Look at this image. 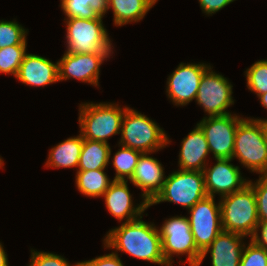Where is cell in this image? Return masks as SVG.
<instances>
[{"label":"cell","instance_id":"6da1fadb","mask_svg":"<svg viewBox=\"0 0 267 266\" xmlns=\"http://www.w3.org/2000/svg\"><path fill=\"white\" fill-rule=\"evenodd\" d=\"M139 217L133 221L122 222L121 226L109 230L103 244L105 249L122 251L144 261L161 266H169L162 254V243L158 227Z\"/></svg>","mask_w":267,"mask_h":266},{"label":"cell","instance_id":"7a4b0ae2","mask_svg":"<svg viewBox=\"0 0 267 266\" xmlns=\"http://www.w3.org/2000/svg\"><path fill=\"white\" fill-rule=\"evenodd\" d=\"M222 230L253 237L258 227L257 202L248 183L241 190L220 198Z\"/></svg>","mask_w":267,"mask_h":266},{"label":"cell","instance_id":"3957f363","mask_svg":"<svg viewBox=\"0 0 267 266\" xmlns=\"http://www.w3.org/2000/svg\"><path fill=\"white\" fill-rule=\"evenodd\" d=\"M79 106V132L83 139L109 144V137L121 133V122L127 106L121 108L109 102H86Z\"/></svg>","mask_w":267,"mask_h":266},{"label":"cell","instance_id":"277c9868","mask_svg":"<svg viewBox=\"0 0 267 266\" xmlns=\"http://www.w3.org/2000/svg\"><path fill=\"white\" fill-rule=\"evenodd\" d=\"M170 142L156 122L130 107L126 109L121 122L120 145L141 153H154Z\"/></svg>","mask_w":267,"mask_h":266},{"label":"cell","instance_id":"5b68a950","mask_svg":"<svg viewBox=\"0 0 267 266\" xmlns=\"http://www.w3.org/2000/svg\"><path fill=\"white\" fill-rule=\"evenodd\" d=\"M102 18L101 16L98 19L65 18L66 52L113 53L112 41Z\"/></svg>","mask_w":267,"mask_h":266},{"label":"cell","instance_id":"8992f818","mask_svg":"<svg viewBox=\"0 0 267 266\" xmlns=\"http://www.w3.org/2000/svg\"><path fill=\"white\" fill-rule=\"evenodd\" d=\"M235 158L250 172L260 175L267 172V145L256 119L247 117L238 123L232 159Z\"/></svg>","mask_w":267,"mask_h":266},{"label":"cell","instance_id":"52a82bcc","mask_svg":"<svg viewBox=\"0 0 267 266\" xmlns=\"http://www.w3.org/2000/svg\"><path fill=\"white\" fill-rule=\"evenodd\" d=\"M207 196L203 172L178 169L165 178L162 190L149 203V207L171 202L189 210Z\"/></svg>","mask_w":267,"mask_h":266},{"label":"cell","instance_id":"ba28073f","mask_svg":"<svg viewBox=\"0 0 267 266\" xmlns=\"http://www.w3.org/2000/svg\"><path fill=\"white\" fill-rule=\"evenodd\" d=\"M158 230L161 237L162 254L169 266H172L175 254L177 257L187 255L186 260L189 266H198L202 252L195 244L188 217L181 215L170 217Z\"/></svg>","mask_w":267,"mask_h":266},{"label":"cell","instance_id":"9c48e42d","mask_svg":"<svg viewBox=\"0 0 267 266\" xmlns=\"http://www.w3.org/2000/svg\"><path fill=\"white\" fill-rule=\"evenodd\" d=\"M232 88L224 75L213 72L210 67L201 78L195 101L208 117L230 114L227 108L234 104Z\"/></svg>","mask_w":267,"mask_h":266},{"label":"cell","instance_id":"30bf717a","mask_svg":"<svg viewBox=\"0 0 267 266\" xmlns=\"http://www.w3.org/2000/svg\"><path fill=\"white\" fill-rule=\"evenodd\" d=\"M243 118L236 114L204 117L197 125L202 129L215 159H232L235 132Z\"/></svg>","mask_w":267,"mask_h":266},{"label":"cell","instance_id":"8fae6325","mask_svg":"<svg viewBox=\"0 0 267 266\" xmlns=\"http://www.w3.org/2000/svg\"><path fill=\"white\" fill-rule=\"evenodd\" d=\"M188 212L195 244L203 252L223 231L220 202L216 204L215 197L207 196L198 201Z\"/></svg>","mask_w":267,"mask_h":266},{"label":"cell","instance_id":"7c38bea8","mask_svg":"<svg viewBox=\"0 0 267 266\" xmlns=\"http://www.w3.org/2000/svg\"><path fill=\"white\" fill-rule=\"evenodd\" d=\"M211 66L206 63H183L167 78L166 93L176 106H185L196 100L203 74Z\"/></svg>","mask_w":267,"mask_h":266},{"label":"cell","instance_id":"4fadbf2b","mask_svg":"<svg viewBox=\"0 0 267 266\" xmlns=\"http://www.w3.org/2000/svg\"><path fill=\"white\" fill-rule=\"evenodd\" d=\"M112 53H68L58 60V79L66 81L70 78L99 85L100 66L110 58Z\"/></svg>","mask_w":267,"mask_h":266},{"label":"cell","instance_id":"5bb4252c","mask_svg":"<svg viewBox=\"0 0 267 266\" xmlns=\"http://www.w3.org/2000/svg\"><path fill=\"white\" fill-rule=\"evenodd\" d=\"M216 163L212 167L203 169L205 189L208 196L215 197L216 194L224 197L241 190L247 179L243 178L239 166L231 163L233 159H215Z\"/></svg>","mask_w":267,"mask_h":266},{"label":"cell","instance_id":"9a60e30c","mask_svg":"<svg viewBox=\"0 0 267 266\" xmlns=\"http://www.w3.org/2000/svg\"><path fill=\"white\" fill-rule=\"evenodd\" d=\"M127 182L128 180H113L102 196L108 212L119 222L122 220H125L124 222L133 221L141 217L149 207L146 200L140 202L141 204L134 205Z\"/></svg>","mask_w":267,"mask_h":266},{"label":"cell","instance_id":"2e32d148","mask_svg":"<svg viewBox=\"0 0 267 266\" xmlns=\"http://www.w3.org/2000/svg\"><path fill=\"white\" fill-rule=\"evenodd\" d=\"M151 153H141L134 173L129 179L134 186L142 190V200L150 203L162 190L165 182L164 167Z\"/></svg>","mask_w":267,"mask_h":266},{"label":"cell","instance_id":"e0dca14e","mask_svg":"<svg viewBox=\"0 0 267 266\" xmlns=\"http://www.w3.org/2000/svg\"><path fill=\"white\" fill-rule=\"evenodd\" d=\"M245 236L221 231L214 241L202 253L198 266L207 253L211 255L212 266H239L245 244Z\"/></svg>","mask_w":267,"mask_h":266},{"label":"cell","instance_id":"ac0fdd59","mask_svg":"<svg viewBox=\"0 0 267 266\" xmlns=\"http://www.w3.org/2000/svg\"><path fill=\"white\" fill-rule=\"evenodd\" d=\"M16 79L27 86L43 87L59 81L58 62L40 55L26 53Z\"/></svg>","mask_w":267,"mask_h":266},{"label":"cell","instance_id":"d6986e66","mask_svg":"<svg viewBox=\"0 0 267 266\" xmlns=\"http://www.w3.org/2000/svg\"><path fill=\"white\" fill-rule=\"evenodd\" d=\"M179 152L178 166L182 170L202 172L206 163V158L210 153L208 142L202 129L196 127L182 140Z\"/></svg>","mask_w":267,"mask_h":266},{"label":"cell","instance_id":"ffe728a7","mask_svg":"<svg viewBox=\"0 0 267 266\" xmlns=\"http://www.w3.org/2000/svg\"><path fill=\"white\" fill-rule=\"evenodd\" d=\"M83 147V137H69L49 150L45 168H78L79 158Z\"/></svg>","mask_w":267,"mask_h":266},{"label":"cell","instance_id":"44dd1931","mask_svg":"<svg viewBox=\"0 0 267 266\" xmlns=\"http://www.w3.org/2000/svg\"><path fill=\"white\" fill-rule=\"evenodd\" d=\"M109 9L113 12V22L123 26L131 22H139L158 0H108Z\"/></svg>","mask_w":267,"mask_h":266},{"label":"cell","instance_id":"7402d4cb","mask_svg":"<svg viewBox=\"0 0 267 266\" xmlns=\"http://www.w3.org/2000/svg\"><path fill=\"white\" fill-rule=\"evenodd\" d=\"M111 152V147L107 143L83 139L77 171L106 169Z\"/></svg>","mask_w":267,"mask_h":266},{"label":"cell","instance_id":"603a6c76","mask_svg":"<svg viewBox=\"0 0 267 266\" xmlns=\"http://www.w3.org/2000/svg\"><path fill=\"white\" fill-rule=\"evenodd\" d=\"M66 18L98 19L109 10L108 0H60Z\"/></svg>","mask_w":267,"mask_h":266},{"label":"cell","instance_id":"cb8c5ba5","mask_svg":"<svg viewBox=\"0 0 267 266\" xmlns=\"http://www.w3.org/2000/svg\"><path fill=\"white\" fill-rule=\"evenodd\" d=\"M104 170L77 171L75 183L78 191L91 198L102 197L113 182Z\"/></svg>","mask_w":267,"mask_h":266},{"label":"cell","instance_id":"d4e9b609","mask_svg":"<svg viewBox=\"0 0 267 266\" xmlns=\"http://www.w3.org/2000/svg\"><path fill=\"white\" fill-rule=\"evenodd\" d=\"M119 146L121 148L112 157V165L116 172L113 180H129L134 173L141 152L123 145Z\"/></svg>","mask_w":267,"mask_h":266},{"label":"cell","instance_id":"484cf974","mask_svg":"<svg viewBox=\"0 0 267 266\" xmlns=\"http://www.w3.org/2000/svg\"><path fill=\"white\" fill-rule=\"evenodd\" d=\"M27 45H14L0 49V73L15 78L26 54Z\"/></svg>","mask_w":267,"mask_h":266},{"label":"cell","instance_id":"4316f807","mask_svg":"<svg viewBox=\"0 0 267 266\" xmlns=\"http://www.w3.org/2000/svg\"><path fill=\"white\" fill-rule=\"evenodd\" d=\"M27 29L19 25L16 20H0V49L14 46L27 45Z\"/></svg>","mask_w":267,"mask_h":266},{"label":"cell","instance_id":"83f0119b","mask_svg":"<svg viewBox=\"0 0 267 266\" xmlns=\"http://www.w3.org/2000/svg\"><path fill=\"white\" fill-rule=\"evenodd\" d=\"M247 88L257 96L267 92V59L256 61L245 71Z\"/></svg>","mask_w":267,"mask_h":266},{"label":"cell","instance_id":"f1b7e54d","mask_svg":"<svg viewBox=\"0 0 267 266\" xmlns=\"http://www.w3.org/2000/svg\"><path fill=\"white\" fill-rule=\"evenodd\" d=\"M239 266H267V250L250 239L243 249Z\"/></svg>","mask_w":267,"mask_h":266},{"label":"cell","instance_id":"f546056e","mask_svg":"<svg viewBox=\"0 0 267 266\" xmlns=\"http://www.w3.org/2000/svg\"><path fill=\"white\" fill-rule=\"evenodd\" d=\"M248 183L253 187L256 202H257V214L259 222L267 221V177L264 175H259L257 181L252 182L251 180Z\"/></svg>","mask_w":267,"mask_h":266},{"label":"cell","instance_id":"4dcf8cb0","mask_svg":"<svg viewBox=\"0 0 267 266\" xmlns=\"http://www.w3.org/2000/svg\"><path fill=\"white\" fill-rule=\"evenodd\" d=\"M28 266H72L63 256L43 251L31 250ZM73 266H80V262Z\"/></svg>","mask_w":267,"mask_h":266},{"label":"cell","instance_id":"1f68e13d","mask_svg":"<svg viewBox=\"0 0 267 266\" xmlns=\"http://www.w3.org/2000/svg\"><path fill=\"white\" fill-rule=\"evenodd\" d=\"M80 266H124L119 255L109 253L103 256H98L91 260L80 262Z\"/></svg>","mask_w":267,"mask_h":266},{"label":"cell","instance_id":"d6a6232c","mask_svg":"<svg viewBox=\"0 0 267 266\" xmlns=\"http://www.w3.org/2000/svg\"><path fill=\"white\" fill-rule=\"evenodd\" d=\"M200 7L206 15H212L235 0H198Z\"/></svg>","mask_w":267,"mask_h":266},{"label":"cell","instance_id":"836d02e7","mask_svg":"<svg viewBox=\"0 0 267 266\" xmlns=\"http://www.w3.org/2000/svg\"><path fill=\"white\" fill-rule=\"evenodd\" d=\"M251 240L267 250V221L260 222L258 224V227L256 228V231Z\"/></svg>","mask_w":267,"mask_h":266},{"label":"cell","instance_id":"e575fe53","mask_svg":"<svg viewBox=\"0 0 267 266\" xmlns=\"http://www.w3.org/2000/svg\"><path fill=\"white\" fill-rule=\"evenodd\" d=\"M253 119H256L260 123L263 138H264V141L267 145V119H261V118L258 119V118H254V117H253Z\"/></svg>","mask_w":267,"mask_h":266},{"label":"cell","instance_id":"d590c367","mask_svg":"<svg viewBox=\"0 0 267 266\" xmlns=\"http://www.w3.org/2000/svg\"><path fill=\"white\" fill-rule=\"evenodd\" d=\"M8 255L6 254L3 245L0 242V266H9Z\"/></svg>","mask_w":267,"mask_h":266},{"label":"cell","instance_id":"8d00e7d4","mask_svg":"<svg viewBox=\"0 0 267 266\" xmlns=\"http://www.w3.org/2000/svg\"><path fill=\"white\" fill-rule=\"evenodd\" d=\"M262 107L267 109V92L258 96Z\"/></svg>","mask_w":267,"mask_h":266},{"label":"cell","instance_id":"74e56055","mask_svg":"<svg viewBox=\"0 0 267 266\" xmlns=\"http://www.w3.org/2000/svg\"><path fill=\"white\" fill-rule=\"evenodd\" d=\"M4 166V162L2 160V158L0 157V168H2Z\"/></svg>","mask_w":267,"mask_h":266}]
</instances>
